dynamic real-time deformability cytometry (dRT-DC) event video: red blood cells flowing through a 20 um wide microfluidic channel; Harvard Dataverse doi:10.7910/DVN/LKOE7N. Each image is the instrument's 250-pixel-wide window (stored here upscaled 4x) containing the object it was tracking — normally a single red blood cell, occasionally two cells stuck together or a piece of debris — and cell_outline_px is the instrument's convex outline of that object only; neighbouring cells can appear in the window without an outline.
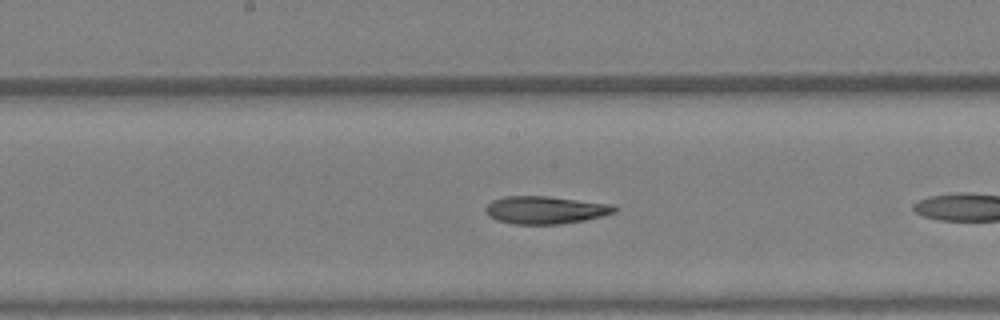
{"species": "Egyptian fruit bat (a non-hibernating species)", "species_latin": "Rousettus aegyptiacus", "temperature_condition": "warm", "stored_images_in_passage": 30, "camera_frame_rate_fps": 3000, "um_per_image_px": 0.085, "animal": {"sex": "female"}, "frame": {"image": 1, "passage_image": 9, "time_ms": 2.667, "image_size_px": [1000, 320], "cell_outline_px": [[620, 208], [616, 212], [584, 220], [560, 224], [516, 224], [496, 220], [488, 216], [484, 208], [492, 200], [504, 196], [548, 196], [612, 204]], "centroid_in_image_um": [46.35, 17.84], "position_along_channel_um": 201.8, "area_um2": 20.87}, "authors_computed_cell_mechanics": {"area_um2": 21.8773, "velocity_mm_per_s": 4.8707, "shape_relaxation_time_tau1_ms": null, "shape_relaxation_time_tau2_ms": 3.0789, "deformation_change_tau1": null, "deformation_change_tau2": 0.1176}}